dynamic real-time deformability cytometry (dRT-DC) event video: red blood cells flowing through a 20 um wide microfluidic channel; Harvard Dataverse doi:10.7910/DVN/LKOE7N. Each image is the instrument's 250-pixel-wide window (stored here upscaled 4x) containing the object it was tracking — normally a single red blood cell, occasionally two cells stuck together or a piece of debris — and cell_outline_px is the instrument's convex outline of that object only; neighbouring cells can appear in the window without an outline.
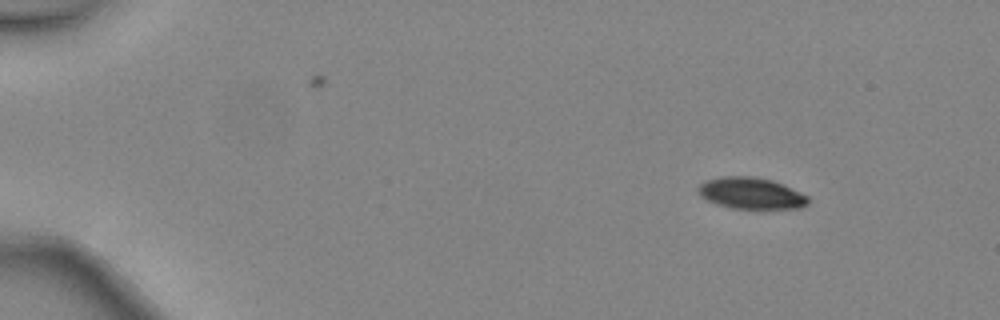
{"species": "common noctule bat (a hibernating species)", "species_latin": "Nyctalus noctula", "temperature_condition": "warm", "stored_images_in_passage": 4, "camera_frame_rate_fps": 3000, "um_per_image_px": 0.085, "animal": {"sex": "female", "body_mass_g": 24.6, "forearm_length_mm": 56.2}, "frame": {"image": 1, "passage_image": 1, "time_ms": 0.0, "image_size_px": [1000, 320], "cell_outline_px": [[808, 204], [800, 208], [732, 208], [716, 204], [700, 196], [696, 188], [700, 184], [708, 180], [720, 176], [752, 176], [772, 180], [784, 184], [808, 196]], "centroid_in_image_um": [63.83, 16.41], "position_along_channel_um": 21.2, "area_um2": 20.11}}
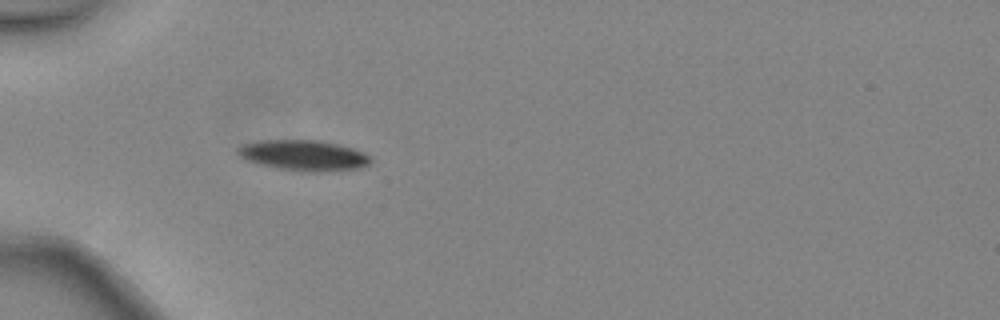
{"frame": {"image": 2, "passage_image": 4, "time_ms": 1.0, "image_size_px": [1000, 320], "cell_outline_px": [[372, 160], [368, 164], [356, 168], [316, 172], [312, 172], [280, 168], [260, 164], [248, 160], [240, 156], [236, 152], [236, 148], [240, 144], [260, 140], [316, 140], [336, 144], [352, 148], [364, 152]], "centroid_in_image_um": [25.76, 13.19], "position_along_channel_um": 59.2, "area_um2": 23.29}}